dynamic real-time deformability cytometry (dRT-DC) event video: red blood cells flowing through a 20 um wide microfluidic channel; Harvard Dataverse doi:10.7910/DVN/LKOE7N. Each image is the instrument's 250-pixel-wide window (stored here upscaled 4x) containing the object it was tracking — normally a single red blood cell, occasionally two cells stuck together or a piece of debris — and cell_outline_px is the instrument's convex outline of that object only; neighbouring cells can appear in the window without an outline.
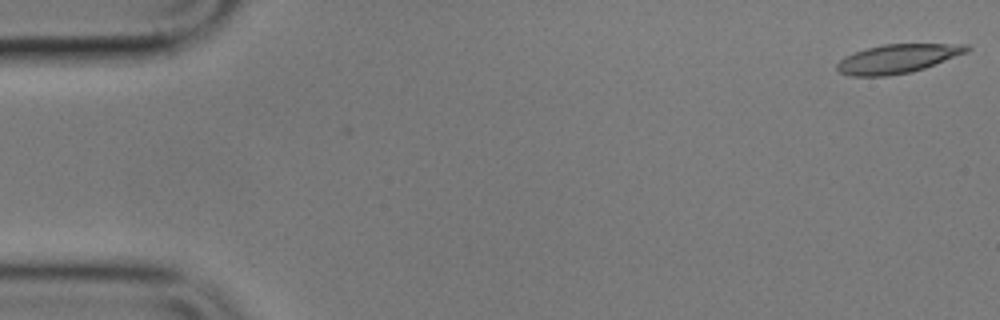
{"species": "common noctule bat (a hibernating species)", "species_latin": "Nyctalus noctula", "temperature_condition": "cold", "stored_images_in_passage": 3, "camera_frame_rate_fps": 3000, "um_per_image_px": 0.085, "animal": {"sex": "male", "body_mass_g": 17.9}, "frame": {"image": 1, "passage_image": 1, "time_ms": 0.0, "image_size_px": [1000, 320], "cell_outline_px": [[972, 48], [968, 52], [924, 68], [912, 72], [888, 76], [848, 76], [840, 72], [836, 68], [836, 64], [844, 56], [868, 48], [884, 44], [968, 44]], "centroid_in_image_um": [76.3, 4.99], "position_along_channel_um": 8.7, "area_um2": 21.85}}